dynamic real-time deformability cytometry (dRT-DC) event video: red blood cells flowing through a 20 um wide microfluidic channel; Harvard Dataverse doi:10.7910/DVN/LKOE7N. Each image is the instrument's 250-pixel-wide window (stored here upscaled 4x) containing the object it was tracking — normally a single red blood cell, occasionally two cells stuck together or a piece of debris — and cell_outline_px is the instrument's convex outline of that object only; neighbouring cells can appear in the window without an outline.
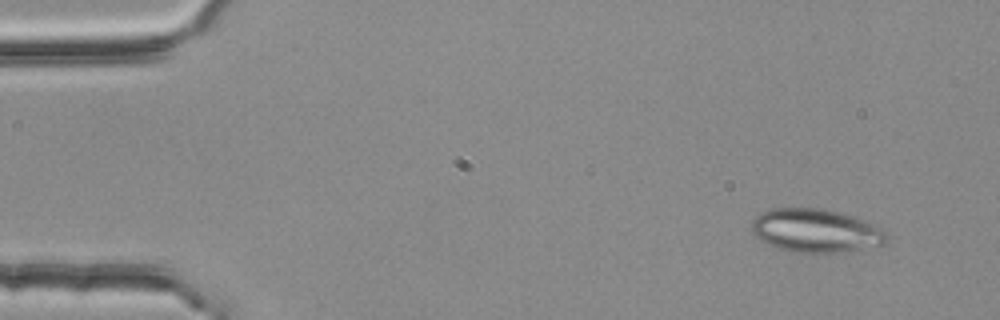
{"species": "common noctule bat (a hibernating species)", "species_latin": "Nyctalus noctula", "temperature_condition": "room temperature", "stored_images_in_passage": 51, "camera_frame_rate_fps": 3000, "um_per_image_px": 0.085, "animal": {"sex": "female", "body_mass_g": 25.1}, "frame": {"image": 1, "passage_image": 2, "time_ms": 0.333, "image_size_px": [1000, 320], "cell_outline_px": [[888, 240], [884, 244], [836, 252], [792, 252], [768, 244], [756, 236], [752, 232], [752, 220], [756, 216], [772, 208], [820, 208], [840, 212], [872, 224], [884, 232], [888, 236]], "centroid_in_image_um": [69.3, 19.59], "position_along_channel_um": 15.7, "area_um2": 33.47}}
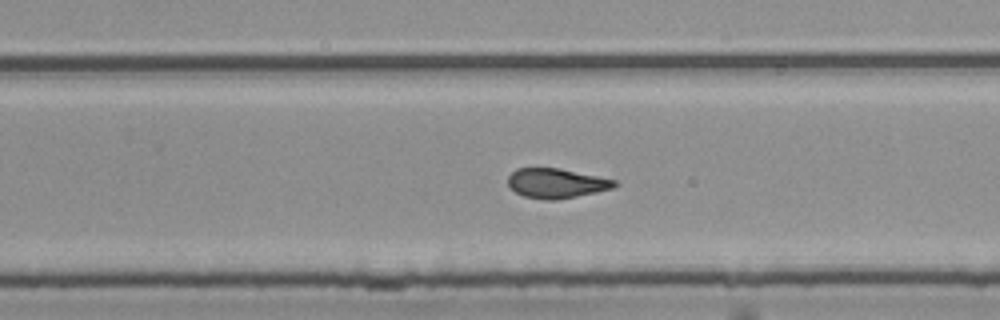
{"frame": {"image": 2, "passage_image": 32, "time_ms": 10.333, "image_size_px": [1000, 320], "cell_outline_px": [[616, 184], [612, 188], [596, 192], [556, 200], [544, 200], [524, 196], [516, 192], [508, 184], [508, 176], [516, 168], [560, 168], [616, 180]], "centroid_in_image_um": [47.26, 15.57], "position_along_channel_um": 282.5, "area_um2": 18.26}}
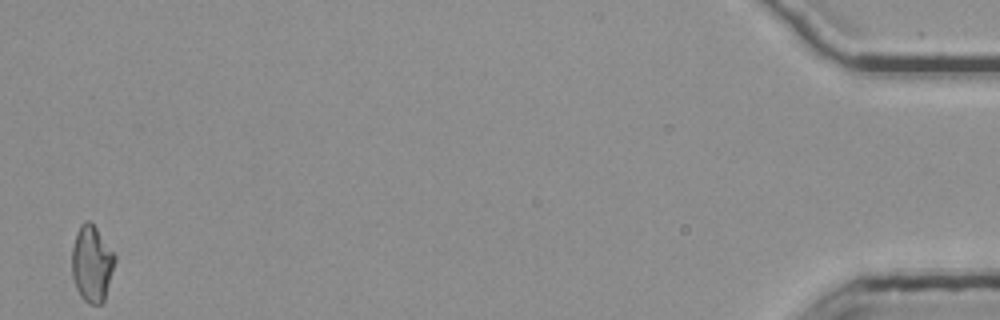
{"frame": {"image": 3, "passage_image": 51, "time_ms": 16.667, "image_size_px": [1000, 320], "cell_outline_px": [[116, 260], [104, 304], [88, 304], [80, 296], [76, 288], [72, 276], [72, 248], [76, 232], [80, 224], [84, 220], [88, 220], [96, 228], [116, 256]], "centroid_in_image_um": [7.81, 22.44], "position_along_channel_um": 427.4, "area_um2": 19.31}, "authors_computed_cell_mechanics": {"area_um2": 19.3052, "velocity_mm_per_s": 3.7804, "shape_relaxation_time_tau1_ms": 8.9605, "shape_relaxation_time_tau2_ms": 2.45, "deformation_change_tau1": 0.187, "deformation_change_tau2": 0.1059}}